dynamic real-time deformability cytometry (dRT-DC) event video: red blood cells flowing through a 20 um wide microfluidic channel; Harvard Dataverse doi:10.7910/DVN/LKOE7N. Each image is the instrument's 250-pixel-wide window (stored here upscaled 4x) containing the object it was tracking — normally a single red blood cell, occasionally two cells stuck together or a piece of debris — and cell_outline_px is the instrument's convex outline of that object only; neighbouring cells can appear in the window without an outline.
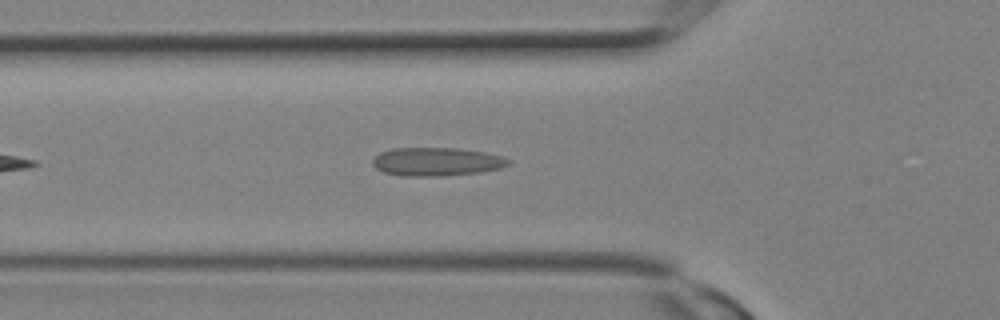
{"species": "Egyptian fruit bat (a non-hibernating species)", "species_latin": "Rousettus aegyptiacus", "temperature_condition": "room temperature", "stored_images_in_passage": 6, "camera_frame_rate_fps": 3000, "um_per_image_px": 0.085, "animal": {"sex": "female"}, "frame": {"image": 1, "passage_image": 4, "time_ms": 1.0, "image_size_px": [1000, 320], "cell_outline_px": [[508, 164], [500, 168], [480, 172], [440, 176], [404, 176], [384, 172], [376, 168], [372, 164], [372, 160], [380, 152], [392, 148], [456, 148], [484, 152], [500, 156], [508, 160]], "centroid_in_image_um": [37.05, 13.74], "position_along_channel_um": 88.7, "area_um2": 22.25}}
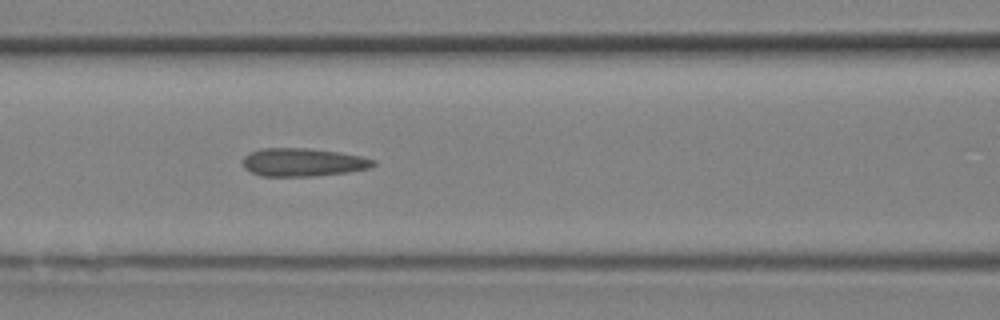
{"frame": {"image": 2, "passage_image": 6, "time_ms": 1.667, "image_size_px": [1000, 320], "cell_outline_px": [[376, 164], [372, 168], [348, 172], [312, 176], [260, 176], [244, 168], [240, 160], [248, 152], [260, 148], [308, 148], [336, 152], [360, 156], [376, 160]], "centroid_in_image_um": [25.71, 13.79], "position_along_channel_um": 140.9, "area_um2": 21.62}}